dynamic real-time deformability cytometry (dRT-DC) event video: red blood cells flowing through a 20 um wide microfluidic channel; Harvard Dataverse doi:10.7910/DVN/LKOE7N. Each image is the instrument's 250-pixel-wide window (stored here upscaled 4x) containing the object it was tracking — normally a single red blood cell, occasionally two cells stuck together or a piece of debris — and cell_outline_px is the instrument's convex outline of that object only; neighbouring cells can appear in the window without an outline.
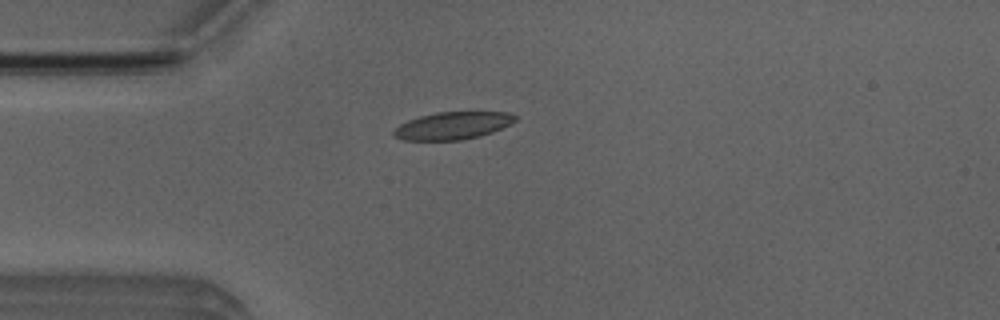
{"species": "Egyptian fruit bat (a non-hibernating species)", "species_latin": "Rousettus aegyptiacus", "temperature_condition": "room temperature", "stored_images_in_passage": 40, "camera_frame_rate_fps": 3000, "um_per_image_px": 0.085, "animal": {"sex": "male"}, "frame": {"image": 1, "passage_image": 1, "time_ms": 0.0, "image_size_px": [1000, 320], "cell_outline_px": [[516, 120], [492, 132], [480, 136], [460, 140], [404, 140], [392, 136], [392, 132], [400, 124], [408, 120], [420, 116], [436, 112], [508, 112], [516, 116]], "centroid_in_image_um": [38.44, 10.68], "position_along_channel_um": 46.6, "area_um2": 19.31}}
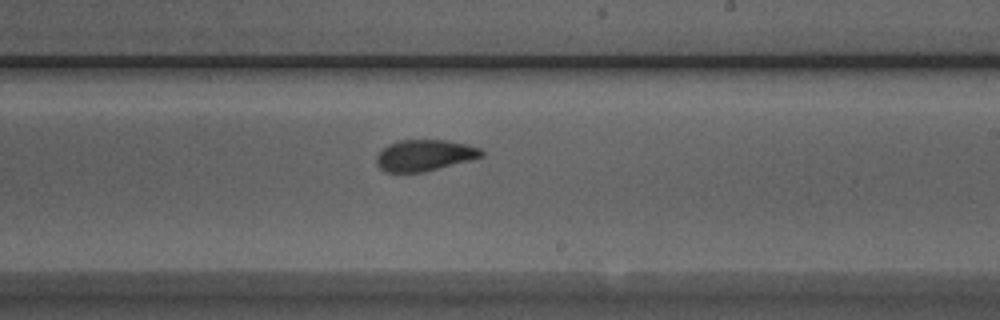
{"frame": {"image": 2, "passage_image": 18, "time_ms": 5.667, "image_size_px": [1000, 320], "cell_outline_px": [[484, 156], [472, 160], [424, 172], [384, 172], [376, 164], [376, 156], [388, 144], [400, 140], [448, 140], [480, 148], [484, 152]], "centroid_in_image_um": [36.09, 13.21], "position_along_channel_um": 252.9, "area_um2": 19.19}}
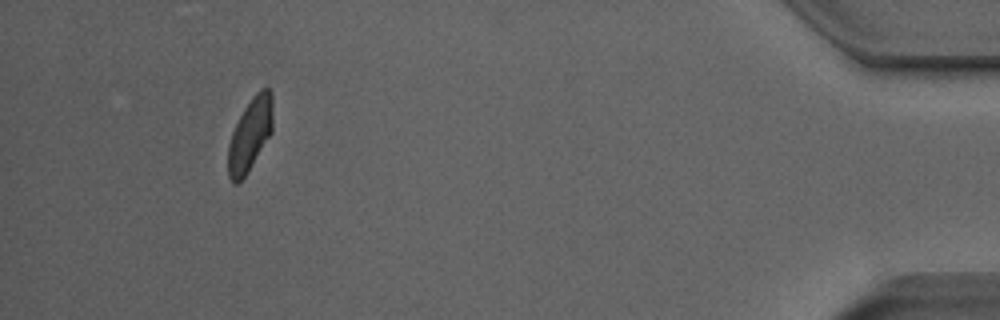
{"frame": {"image": 3, "passage_image": 36, "time_ms": 11.667, "image_size_px": [1000, 320], "cell_outline_px": [[272, 132], [252, 164], [244, 176], [236, 184], [232, 184], [228, 176], [228, 144], [232, 132], [244, 108], [252, 96], [260, 88], [268, 88], [272, 92]], "centroid_in_image_um": [21.25, 11.41], "position_along_channel_um": 414.0, "area_um2": 18.84}, "authors_computed_cell_mechanics": {"area_um2": 19.4786, "velocity_mm_per_s": 3.8766, "shape_relaxation_time_tau1_ms": 4.383, "shape_relaxation_time_tau2_ms": 1.7195, "deformation_change_tau1": 0.137, "deformation_change_tau2": 0.0847}}